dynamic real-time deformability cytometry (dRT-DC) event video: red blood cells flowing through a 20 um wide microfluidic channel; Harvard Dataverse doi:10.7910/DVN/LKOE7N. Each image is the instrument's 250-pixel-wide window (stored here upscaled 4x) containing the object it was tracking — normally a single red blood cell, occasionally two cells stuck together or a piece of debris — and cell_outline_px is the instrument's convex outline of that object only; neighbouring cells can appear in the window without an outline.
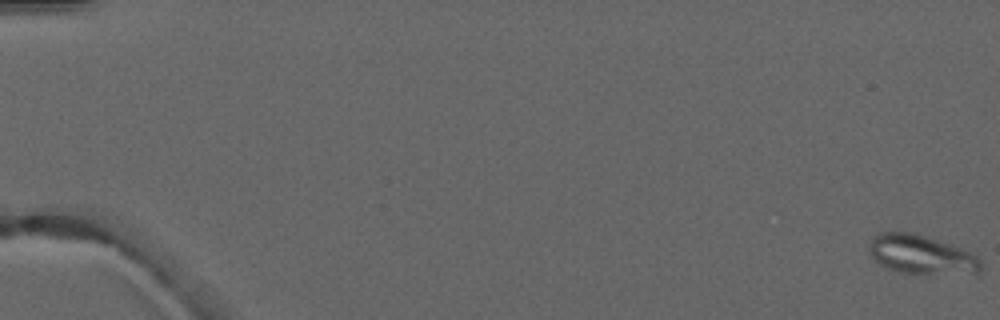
{"species": "common noctule bat (a hibernating species)", "species_latin": "Nyctalus noctula", "temperature_condition": "warm", "stored_images_in_passage": 6, "camera_frame_rate_fps": 3000, "um_per_image_px": 0.085, "animal": {"sex": "male", "forearm_length_mm": 52.5}, "frame": {"image": 1, "passage_image": 1, "time_ms": 0.0, "image_size_px": [1000, 320], "cell_outline_px": [[984, 268], [976, 276], [900, 272], [884, 268], [868, 252], [868, 248], [872, 236], [880, 232], [912, 232], [952, 244], [976, 256], [984, 264]], "centroid_in_image_um": [78.37, 21.67], "position_along_channel_um": 6.6, "area_um2": 26.13}}
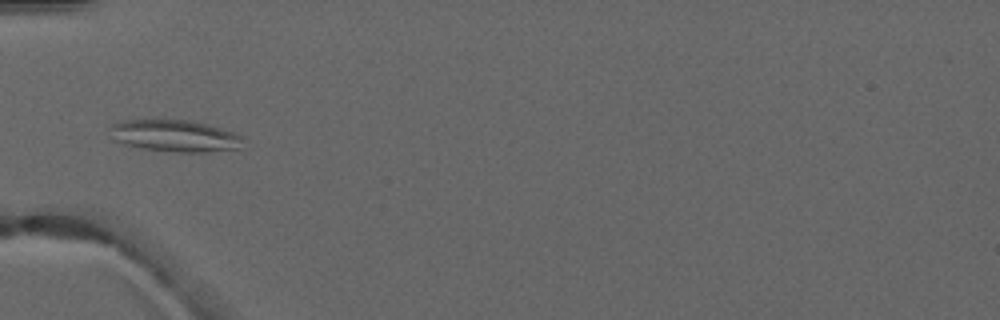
{"frame": {"image": 2, "passage_image": 5, "time_ms": 6.0, "image_size_px": [1000, 320], "cell_outline_px": [[240, 148], [204, 152], [176, 152], [144, 148], [124, 144], [112, 140], [112, 124], [124, 120], [188, 120], [208, 124], [236, 132], [240, 136]], "centroid_in_image_um": [14.86, 11.54], "position_along_channel_um": 70.1, "area_um2": 24.39}}